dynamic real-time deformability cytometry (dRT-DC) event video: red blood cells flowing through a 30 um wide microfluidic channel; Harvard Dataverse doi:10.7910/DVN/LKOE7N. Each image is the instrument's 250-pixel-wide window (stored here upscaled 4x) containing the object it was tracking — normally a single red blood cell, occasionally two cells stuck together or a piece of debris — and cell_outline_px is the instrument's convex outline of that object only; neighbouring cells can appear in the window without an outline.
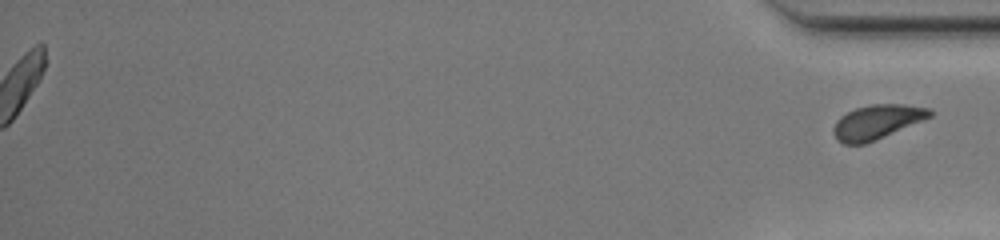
{"species": "common noctule bat (a hibernating species)", "species_latin": "Nyctalus noctula", "temperature_condition": "warm", "stored_images_in_passage": 43, "segment_of_instrument_passage": [2, 2], "camera_frame_rate_fps": 3000, "um_per_image_px": 0.085, "animal": {"sex": "female", "body_mass_g": 20.0, "forearm_length_mm": 54.0}, "frame": {"image": 1, "passage_image": 43, "time_ms": 14.0, "image_size_px": [1000, 240], "cell_outline_px": [[932, 116], [876, 140], [864, 144], [844, 144], [836, 140], [832, 132], [832, 128], [836, 120], [840, 116], [856, 108], [872, 104], [904, 104], [932, 108]], "centroid_in_image_um": [74.52, 10.37], "position_along_channel_um": 360.7, "area_um2": 19.36}}